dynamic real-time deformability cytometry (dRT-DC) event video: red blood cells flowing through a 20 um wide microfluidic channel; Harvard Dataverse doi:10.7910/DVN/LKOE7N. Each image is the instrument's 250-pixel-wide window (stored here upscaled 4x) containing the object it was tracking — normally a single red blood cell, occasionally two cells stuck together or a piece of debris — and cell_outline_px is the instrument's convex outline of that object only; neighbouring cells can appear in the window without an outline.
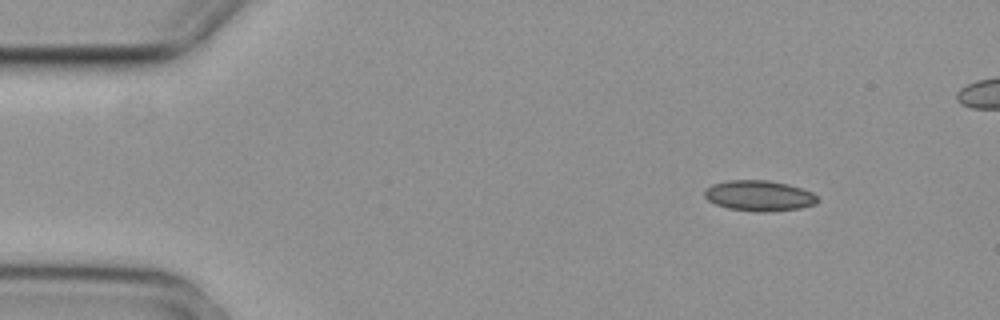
{"species": "common noctule bat (a hibernating species)", "species_latin": "Nyctalus noctula", "temperature_condition": "cold", "stored_images_in_passage": 4, "camera_frame_rate_fps": 3000, "um_per_image_px": 0.085, "animal": {"sex": "female", "body_mass_g": 29.2, "forearm_length_mm": 56.3}, "frame": {"image": 1, "passage_image": 1, "time_ms": 0.0, "image_size_px": [1000, 320], "cell_outline_px": [[820, 200], [816, 204], [800, 208], [764, 212], [756, 212], [728, 208], [716, 204], [708, 200], [704, 196], [704, 188], [712, 184], [728, 180], [768, 180], [788, 184], [812, 192]], "centroid_in_image_um": [64.51, 16.63], "position_along_channel_um": 20.5, "area_um2": 20.23}}